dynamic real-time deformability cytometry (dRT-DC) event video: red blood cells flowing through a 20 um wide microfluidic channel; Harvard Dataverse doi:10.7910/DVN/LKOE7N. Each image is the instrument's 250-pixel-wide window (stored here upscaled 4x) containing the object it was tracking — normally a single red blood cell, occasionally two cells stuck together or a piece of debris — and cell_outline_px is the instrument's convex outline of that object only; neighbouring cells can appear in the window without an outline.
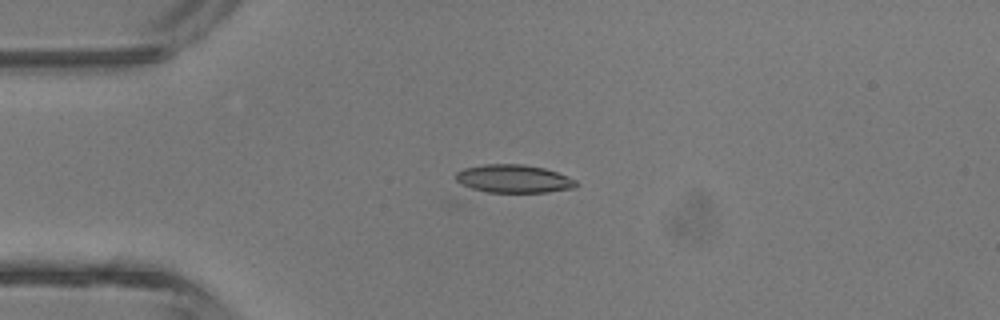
{"species": "common noctule bat (a hibernating species)", "species_latin": "Nyctalus noctula", "temperature_condition": "room temperature", "stored_images_in_passage": 7, "camera_frame_rate_fps": 3000, "um_per_image_px": 0.085, "animal": {"sex": "male", "body_mass_g": 13.3}, "frame": {"image": 1, "passage_image": 7, "time_ms": 2.0, "image_size_px": [1000, 320], "cell_outline_px": [[576, 188], [548, 192], [488, 192], [472, 188], [456, 180], [456, 172], [464, 168], [484, 164], [524, 164], [544, 168], [556, 172], [576, 180]], "centroid_in_image_um": [43.68, 15.19], "position_along_channel_um": 41.3, "area_um2": 19.54}}